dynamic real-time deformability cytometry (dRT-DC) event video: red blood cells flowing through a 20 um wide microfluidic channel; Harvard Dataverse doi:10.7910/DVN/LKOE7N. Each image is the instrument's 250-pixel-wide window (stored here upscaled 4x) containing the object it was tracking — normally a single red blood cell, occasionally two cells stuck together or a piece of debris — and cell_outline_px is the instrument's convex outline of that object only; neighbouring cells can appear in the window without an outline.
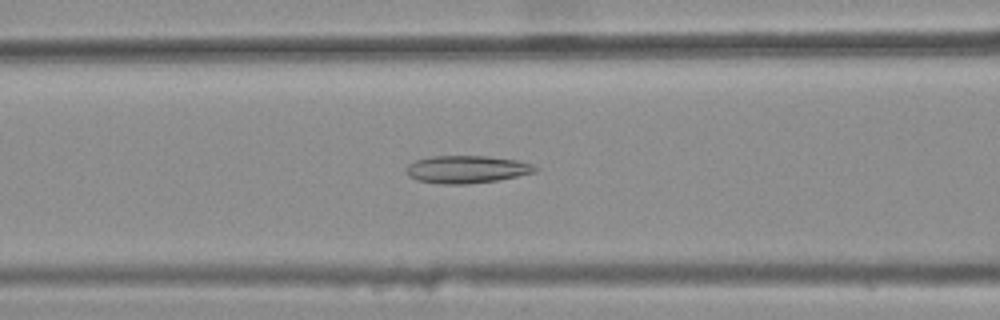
{"species": "common noctule bat (a hibernating species)", "species_latin": "Nyctalus noctula", "temperature_condition": "warm", "stored_images_in_passage": 45, "camera_frame_rate_fps": 3000, "um_per_image_px": 0.085, "animal": {"sex": "female", "body_mass_g": 25.1}, "frame": {"image": 1, "passage_image": 21, "time_ms": 6.667, "image_size_px": [1000, 320], "cell_outline_px": [[540, 168], [536, 172], [496, 180], [468, 184], [436, 184], [416, 180], [408, 176], [408, 164], [416, 160], [432, 156], [488, 156], [516, 160], [532, 164]], "centroid_in_image_um": [39.67, 14.4], "position_along_channel_um": 126.9, "area_um2": 20.69}}
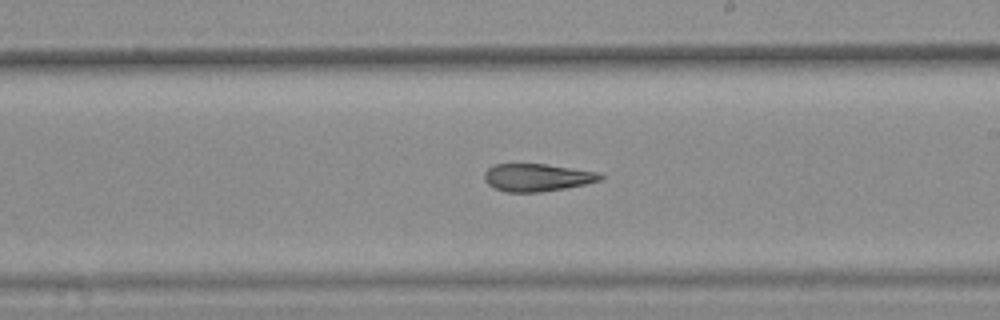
{"frame": {"image": 2, "passage_image": 30, "time_ms": 9.667, "image_size_px": [1000, 320], "cell_outline_px": [[604, 176], [600, 180], [584, 184], [564, 188], [540, 192], [508, 192], [496, 188], [488, 184], [484, 180], [484, 172], [488, 168], [496, 164], [548, 164], [596, 172]], "centroid_in_image_um": [45.62, 15.08], "position_along_channel_um": 243.4, "area_um2": 18.44}}
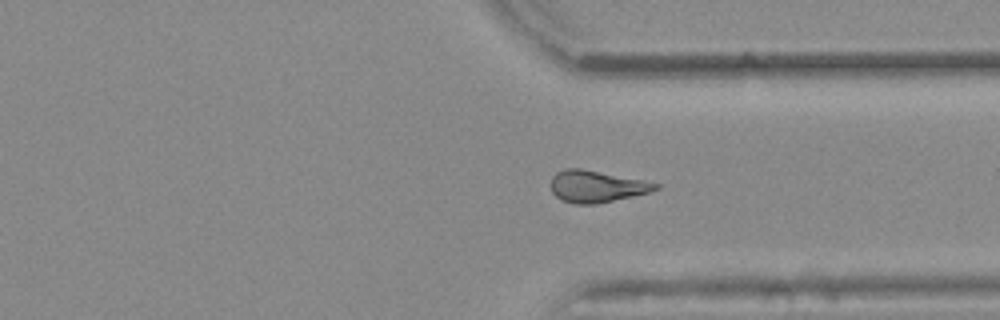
{"frame": {"image": 3, "passage_image": 39, "time_ms": 12.667, "image_size_px": [1000, 320], "cell_outline_px": [[660, 188], [648, 192], [632, 196], [596, 204], [572, 204], [560, 200], [552, 192], [552, 176], [556, 172], [564, 168], [580, 168], [644, 180], [660, 184]], "centroid_in_image_um": [50.68, 15.84], "position_along_channel_um": 360.7, "area_um2": 19.36}, "authors_computed_cell_mechanics": {"area_um2": 19.652, "velocity_mm_per_s": 3.8915, "shape_relaxation_time_tau1_ms": null, "shape_relaxation_time_tau2_ms": 4.6935, "deformation_change_tau1": null, "deformation_change_tau2": 0.1563}}